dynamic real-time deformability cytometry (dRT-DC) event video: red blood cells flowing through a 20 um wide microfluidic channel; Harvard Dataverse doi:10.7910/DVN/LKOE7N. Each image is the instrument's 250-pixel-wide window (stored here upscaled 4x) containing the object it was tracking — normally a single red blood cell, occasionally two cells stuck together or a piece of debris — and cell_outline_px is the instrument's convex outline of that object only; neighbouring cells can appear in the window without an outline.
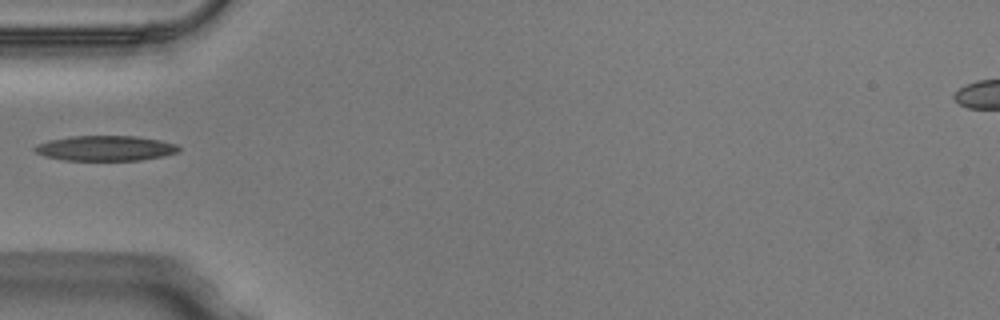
{"species": "Egyptian fruit bat (a non-hibernating species)", "species_latin": "Rousettus aegyptiacus", "temperature_condition": "warm", "stored_images_in_passage": 14, "camera_frame_rate_fps": 3000, "um_per_image_px": 0.085, "animal": {"sex": "male"}, "frame": {"image": 1, "passage_image": 1, "time_ms": 0.0, "image_size_px": [1000, 320], "cell_outline_px": [[180, 152], [164, 156], [140, 160], [64, 160], [44, 156], [36, 152], [32, 148], [36, 144], [48, 140], [72, 136], [136, 136], [160, 140], [176, 144], [180, 148]], "centroid_in_image_um": [8.96, 12.6], "position_along_channel_um": 76.0, "area_um2": 21.21}}